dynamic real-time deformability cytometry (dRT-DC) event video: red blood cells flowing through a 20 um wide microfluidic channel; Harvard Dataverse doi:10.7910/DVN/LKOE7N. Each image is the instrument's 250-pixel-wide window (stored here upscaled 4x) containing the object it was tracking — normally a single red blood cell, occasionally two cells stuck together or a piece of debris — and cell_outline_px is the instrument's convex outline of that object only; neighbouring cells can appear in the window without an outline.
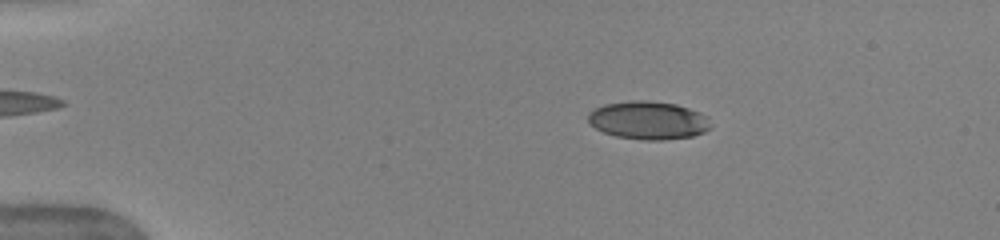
{"species": "human", "species_latin": "Homo sapiens", "temperature_condition": "warm", "stored_images_in_passage": 52, "camera_frame_rate_fps": 3000, "um_per_image_px": 0.085, "donor": {"sex": "female"}, "frame": {"image": 1, "passage_image": 10, "time_ms": 3.0, "image_size_px": [1000, 240], "cell_outline_px": [[708, 128], [704, 132], [692, 136], [664, 140], [640, 140], [616, 136], [604, 132], [596, 128], [588, 120], [588, 116], [596, 108], [604, 104], [632, 100], [644, 100], [676, 104], [700, 112], [704, 116], [708, 124]], "centroid_in_image_um": [55.08, 10.23], "position_along_channel_um": 29.9, "area_um2": 26.82}}
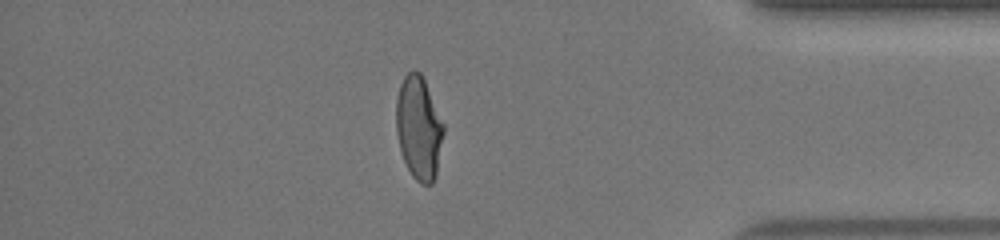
{"frame": {"image": 2, "passage_image": 45, "time_ms": 14.667, "image_size_px": [1000, 240], "cell_outline_px": [[444, 132], [436, 176], [432, 184], [420, 184], [412, 176], [400, 152], [396, 132], [396, 100], [400, 84], [404, 76], [412, 68], [416, 68], [420, 72], [424, 80], [444, 124]], "centroid_in_image_um": [35.59, 10.87], "position_along_channel_um": 399.6, "area_um2": 28.73}}
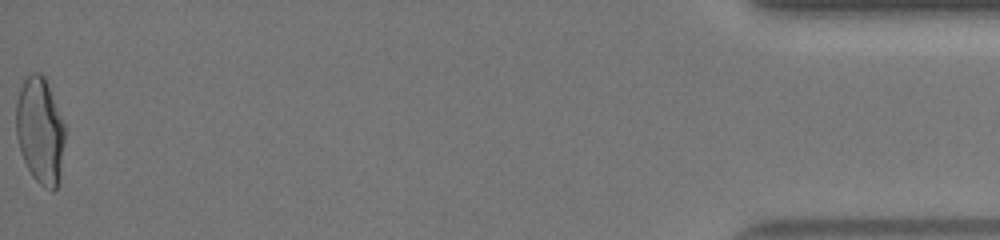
{"frame": {"image": 3, "passage_image": 52, "time_ms": 17.0, "image_size_px": [1000, 240], "cell_outline_px": [[64, 140], [60, 176], [56, 188], [52, 192], [44, 188], [32, 176], [24, 160], [16, 136], [16, 104], [20, 88], [24, 80], [32, 72], [40, 72], [44, 76], [48, 84], [64, 124]], "centroid_in_image_um": [3.4, 11.11], "position_along_channel_um": 431.8, "area_um2": 30.11}, "authors_computed_cell_mechanics": {"area_um2": 28.611, "velocity_mm_per_s": 3.9825, "shape_relaxation_time_tau1_ms": 3.9446, "shape_relaxation_time_tau2_ms": 0.864, "deformation_change_tau1": 0.189, "deformation_change_tau2": 0.0617}}